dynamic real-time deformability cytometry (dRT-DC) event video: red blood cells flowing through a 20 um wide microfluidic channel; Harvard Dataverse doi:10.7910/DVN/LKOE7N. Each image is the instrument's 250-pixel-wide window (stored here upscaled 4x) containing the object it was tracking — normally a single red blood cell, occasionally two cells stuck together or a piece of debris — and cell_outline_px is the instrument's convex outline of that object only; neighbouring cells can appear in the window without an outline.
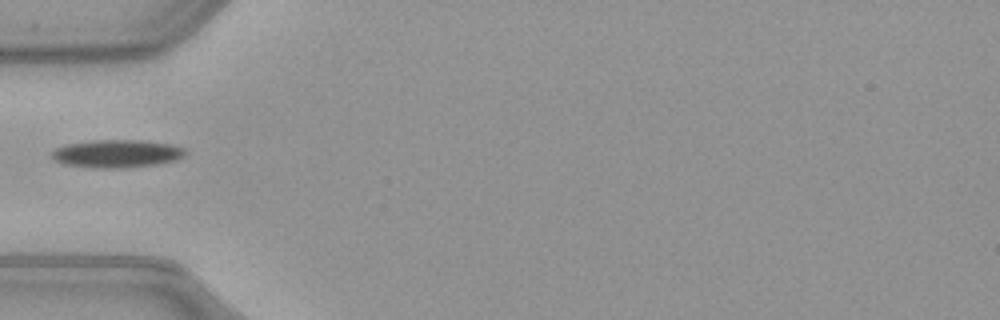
{"species": "common noctule bat (a hibernating species)", "species_latin": "Nyctalus noctula", "temperature_condition": "warm", "stored_images_in_passage": 35, "camera_frame_rate_fps": 3000, "um_per_image_px": 0.085, "animal": {"sex": "female", "body_mass_g": 21.9}, "frame": {"image": 1, "passage_image": 1, "time_ms": 0.0, "image_size_px": [1000, 320], "cell_outline_px": [[184, 156], [172, 160], [156, 164], [124, 168], [92, 168], [64, 164], [56, 160], [52, 156], [52, 152], [56, 148], [68, 144], [96, 140], [144, 140], [172, 144], [184, 148]], "centroid_in_image_um": [9.93, 13.06], "position_along_channel_um": 75.1, "area_um2": 21.5}}
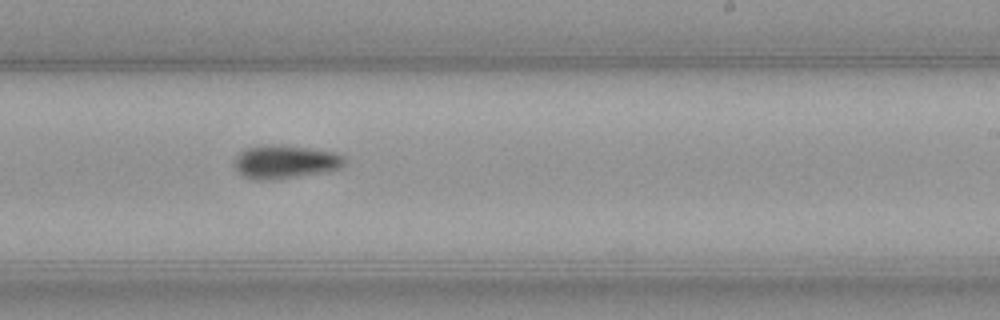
{"frame": {"image": 2, "passage_image": 15, "time_ms": 4.667, "image_size_px": [1000, 320], "cell_outline_px": [[344, 164], [340, 168], [296, 176], [264, 180], [256, 180], [244, 176], [232, 164], [236, 156], [244, 148], [260, 144], [280, 144], [312, 148], [336, 152], [344, 156]], "centroid_in_image_um": [24.19, 13.71], "position_along_channel_um": 264.8, "area_um2": 21.44}}
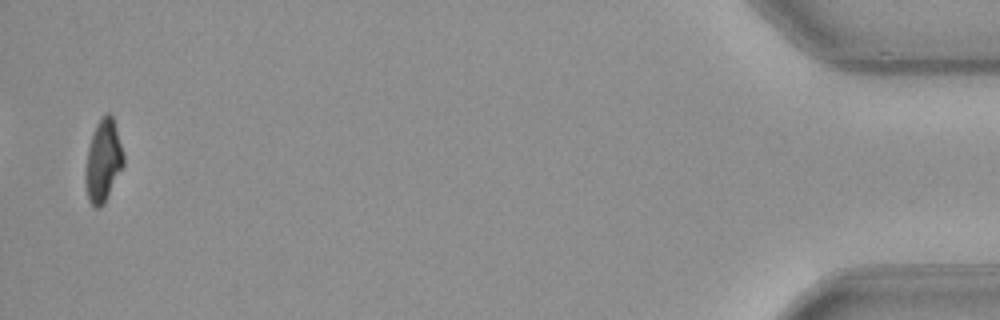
{"frame": {"image": 3, "passage_image": 34, "time_ms": 11.0, "image_size_px": [1000, 320], "cell_outline_px": [[124, 164], [104, 204], [100, 208], [96, 208], [88, 200], [84, 180], [84, 172], [88, 148], [92, 132], [100, 116], [108, 112], [112, 116], [124, 156]], "centroid_in_image_um": [8.74, 13.68], "position_along_channel_um": 426.5, "area_um2": 18.32}}